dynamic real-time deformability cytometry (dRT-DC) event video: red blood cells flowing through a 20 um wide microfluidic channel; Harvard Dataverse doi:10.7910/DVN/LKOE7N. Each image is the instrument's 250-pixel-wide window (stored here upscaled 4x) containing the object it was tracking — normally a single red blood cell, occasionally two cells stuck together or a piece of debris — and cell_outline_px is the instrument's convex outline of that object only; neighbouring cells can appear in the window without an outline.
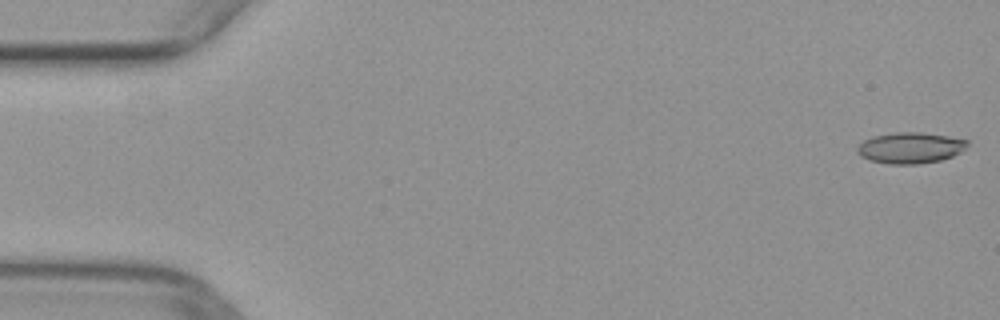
{"species": "common noctule bat (a hibernating species)", "species_latin": "Nyctalus noctula", "temperature_condition": "warm", "stored_images_in_passage": 8, "camera_frame_rate_fps": 3000, "um_per_image_px": 0.085, "animal": {"sex": "female", "body_mass_g": 29.2, "forearm_length_mm": 56.3}, "frame": {"image": 1, "passage_image": 1, "time_ms": 0.0, "image_size_px": [1000, 320], "cell_outline_px": [[968, 144], [960, 152], [952, 156], [940, 160], [916, 164], [888, 164], [872, 160], [860, 156], [856, 148], [864, 140], [876, 136], [896, 132], [920, 132], [948, 136], [968, 140]], "centroid_in_image_um": [77.38, 12.56], "position_along_channel_um": 7.6, "area_um2": 19.65}}